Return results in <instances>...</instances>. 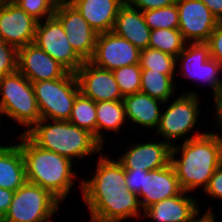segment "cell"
<instances>
[{"mask_svg": "<svg viewBox=\"0 0 222 222\" xmlns=\"http://www.w3.org/2000/svg\"><path fill=\"white\" fill-rule=\"evenodd\" d=\"M44 20L37 23L34 44L69 72L75 73L85 61L68 42L61 22L54 15Z\"/></svg>", "mask_w": 222, "mask_h": 222, "instance_id": "9c48e42d", "label": "cell"}, {"mask_svg": "<svg viewBox=\"0 0 222 222\" xmlns=\"http://www.w3.org/2000/svg\"><path fill=\"white\" fill-rule=\"evenodd\" d=\"M183 190L171 164L157 170L148 171L144 189L137 195L141 210L156 202L179 195ZM140 197L142 199L140 200Z\"/></svg>", "mask_w": 222, "mask_h": 222, "instance_id": "d6986e66", "label": "cell"}, {"mask_svg": "<svg viewBox=\"0 0 222 222\" xmlns=\"http://www.w3.org/2000/svg\"><path fill=\"white\" fill-rule=\"evenodd\" d=\"M193 222H215V218L211 208L204 213V215L200 218H196Z\"/></svg>", "mask_w": 222, "mask_h": 222, "instance_id": "ab89813d", "label": "cell"}, {"mask_svg": "<svg viewBox=\"0 0 222 222\" xmlns=\"http://www.w3.org/2000/svg\"><path fill=\"white\" fill-rule=\"evenodd\" d=\"M171 147L166 141L133 143L117 161L124 169L157 170L170 164Z\"/></svg>", "mask_w": 222, "mask_h": 222, "instance_id": "e0dca14e", "label": "cell"}, {"mask_svg": "<svg viewBox=\"0 0 222 222\" xmlns=\"http://www.w3.org/2000/svg\"><path fill=\"white\" fill-rule=\"evenodd\" d=\"M17 0H1L2 3H14Z\"/></svg>", "mask_w": 222, "mask_h": 222, "instance_id": "60d3db41", "label": "cell"}, {"mask_svg": "<svg viewBox=\"0 0 222 222\" xmlns=\"http://www.w3.org/2000/svg\"><path fill=\"white\" fill-rule=\"evenodd\" d=\"M125 106L123 100L96 102V139L103 145L105 141L101 130L119 133L126 123Z\"/></svg>", "mask_w": 222, "mask_h": 222, "instance_id": "cb8c5ba5", "label": "cell"}, {"mask_svg": "<svg viewBox=\"0 0 222 222\" xmlns=\"http://www.w3.org/2000/svg\"><path fill=\"white\" fill-rule=\"evenodd\" d=\"M176 2L177 0H126V3L129 6L141 11L166 7L172 4H176Z\"/></svg>", "mask_w": 222, "mask_h": 222, "instance_id": "e575fe53", "label": "cell"}, {"mask_svg": "<svg viewBox=\"0 0 222 222\" xmlns=\"http://www.w3.org/2000/svg\"><path fill=\"white\" fill-rule=\"evenodd\" d=\"M41 119L68 121L76 97L80 94L75 73L63 78L32 83Z\"/></svg>", "mask_w": 222, "mask_h": 222, "instance_id": "8992f818", "label": "cell"}, {"mask_svg": "<svg viewBox=\"0 0 222 222\" xmlns=\"http://www.w3.org/2000/svg\"><path fill=\"white\" fill-rule=\"evenodd\" d=\"M217 18L222 21V0H201Z\"/></svg>", "mask_w": 222, "mask_h": 222, "instance_id": "74e56055", "label": "cell"}, {"mask_svg": "<svg viewBox=\"0 0 222 222\" xmlns=\"http://www.w3.org/2000/svg\"><path fill=\"white\" fill-rule=\"evenodd\" d=\"M18 70V49L0 39V79Z\"/></svg>", "mask_w": 222, "mask_h": 222, "instance_id": "1f68e13d", "label": "cell"}, {"mask_svg": "<svg viewBox=\"0 0 222 222\" xmlns=\"http://www.w3.org/2000/svg\"><path fill=\"white\" fill-rule=\"evenodd\" d=\"M148 27L153 29H178L179 14L176 4L166 7L142 11Z\"/></svg>", "mask_w": 222, "mask_h": 222, "instance_id": "f1b7e54d", "label": "cell"}, {"mask_svg": "<svg viewBox=\"0 0 222 222\" xmlns=\"http://www.w3.org/2000/svg\"><path fill=\"white\" fill-rule=\"evenodd\" d=\"M179 31L187 43L207 42L219 21L201 0H177Z\"/></svg>", "mask_w": 222, "mask_h": 222, "instance_id": "7c38bea8", "label": "cell"}, {"mask_svg": "<svg viewBox=\"0 0 222 222\" xmlns=\"http://www.w3.org/2000/svg\"><path fill=\"white\" fill-rule=\"evenodd\" d=\"M96 173L80 183L81 194L87 204L91 220L121 222L126 218H139L138 197L129 191L125 181V169L116 160L100 156Z\"/></svg>", "mask_w": 222, "mask_h": 222, "instance_id": "6da1fadb", "label": "cell"}, {"mask_svg": "<svg viewBox=\"0 0 222 222\" xmlns=\"http://www.w3.org/2000/svg\"><path fill=\"white\" fill-rule=\"evenodd\" d=\"M27 182L24 158L18 144L0 148V187L16 191Z\"/></svg>", "mask_w": 222, "mask_h": 222, "instance_id": "603a6c76", "label": "cell"}, {"mask_svg": "<svg viewBox=\"0 0 222 222\" xmlns=\"http://www.w3.org/2000/svg\"><path fill=\"white\" fill-rule=\"evenodd\" d=\"M186 43L179 29H153L148 47L177 57Z\"/></svg>", "mask_w": 222, "mask_h": 222, "instance_id": "484cf974", "label": "cell"}, {"mask_svg": "<svg viewBox=\"0 0 222 222\" xmlns=\"http://www.w3.org/2000/svg\"><path fill=\"white\" fill-rule=\"evenodd\" d=\"M37 23L15 2L1 3L0 39L9 45L19 49L34 43Z\"/></svg>", "mask_w": 222, "mask_h": 222, "instance_id": "9a60e30c", "label": "cell"}, {"mask_svg": "<svg viewBox=\"0 0 222 222\" xmlns=\"http://www.w3.org/2000/svg\"><path fill=\"white\" fill-rule=\"evenodd\" d=\"M80 93L94 102L123 100L112 71L85 61L75 72Z\"/></svg>", "mask_w": 222, "mask_h": 222, "instance_id": "5bb4252c", "label": "cell"}, {"mask_svg": "<svg viewBox=\"0 0 222 222\" xmlns=\"http://www.w3.org/2000/svg\"><path fill=\"white\" fill-rule=\"evenodd\" d=\"M123 102L126 120L138 126L157 129L162 111L159 109L160 104L164 102L142 92L125 96Z\"/></svg>", "mask_w": 222, "mask_h": 222, "instance_id": "7402d4cb", "label": "cell"}, {"mask_svg": "<svg viewBox=\"0 0 222 222\" xmlns=\"http://www.w3.org/2000/svg\"><path fill=\"white\" fill-rule=\"evenodd\" d=\"M59 0H17L15 3L38 22L55 14Z\"/></svg>", "mask_w": 222, "mask_h": 222, "instance_id": "4dcf8cb0", "label": "cell"}, {"mask_svg": "<svg viewBox=\"0 0 222 222\" xmlns=\"http://www.w3.org/2000/svg\"><path fill=\"white\" fill-rule=\"evenodd\" d=\"M60 202L50 191L26 182L14 192L0 222H51Z\"/></svg>", "mask_w": 222, "mask_h": 222, "instance_id": "52a82bcc", "label": "cell"}, {"mask_svg": "<svg viewBox=\"0 0 222 222\" xmlns=\"http://www.w3.org/2000/svg\"><path fill=\"white\" fill-rule=\"evenodd\" d=\"M198 96L197 92L184 93L161 114L156 132L163 139L166 138V143L169 145H174L170 140L186 136L195 128L200 114Z\"/></svg>", "mask_w": 222, "mask_h": 222, "instance_id": "ba28073f", "label": "cell"}, {"mask_svg": "<svg viewBox=\"0 0 222 222\" xmlns=\"http://www.w3.org/2000/svg\"><path fill=\"white\" fill-rule=\"evenodd\" d=\"M15 191L0 187V220L7 212Z\"/></svg>", "mask_w": 222, "mask_h": 222, "instance_id": "8d00e7d4", "label": "cell"}, {"mask_svg": "<svg viewBox=\"0 0 222 222\" xmlns=\"http://www.w3.org/2000/svg\"><path fill=\"white\" fill-rule=\"evenodd\" d=\"M204 192L209 194L212 198L222 199V163L214 171Z\"/></svg>", "mask_w": 222, "mask_h": 222, "instance_id": "d590c367", "label": "cell"}, {"mask_svg": "<svg viewBox=\"0 0 222 222\" xmlns=\"http://www.w3.org/2000/svg\"><path fill=\"white\" fill-rule=\"evenodd\" d=\"M214 102L216 108V119L218 121L217 126L221 129L222 133V91L218 95L214 96ZM216 135H218L222 139L221 135H219L218 133Z\"/></svg>", "mask_w": 222, "mask_h": 222, "instance_id": "f35d334b", "label": "cell"}, {"mask_svg": "<svg viewBox=\"0 0 222 222\" xmlns=\"http://www.w3.org/2000/svg\"><path fill=\"white\" fill-rule=\"evenodd\" d=\"M174 80V74H162L152 69H142L140 92L166 103L176 89Z\"/></svg>", "mask_w": 222, "mask_h": 222, "instance_id": "d4e9b609", "label": "cell"}, {"mask_svg": "<svg viewBox=\"0 0 222 222\" xmlns=\"http://www.w3.org/2000/svg\"><path fill=\"white\" fill-rule=\"evenodd\" d=\"M25 134L40 148L71 161L96 154L103 147L93 134L69 121L40 119Z\"/></svg>", "mask_w": 222, "mask_h": 222, "instance_id": "277c9868", "label": "cell"}, {"mask_svg": "<svg viewBox=\"0 0 222 222\" xmlns=\"http://www.w3.org/2000/svg\"><path fill=\"white\" fill-rule=\"evenodd\" d=\"M0 95L3 115L27 127L23 133L41 119L32 83L18 70L0 79Z\"/></svg>", "mask_w": 222, "mask_h": 222, "instance_id": "5b68a950", "label": "cell"}, {"mask_svg": "<svg viewBox=\"0 0 222 222\" xmlns=\"http://www.w3.org/2000/svg\"><path fill=\"white\" fill-rule=\"evenodd\" d=\"M148 170L125 169V181L129 191L136 195L141 189H144L146 183V174Z\"/></svg>", "mask_w": 222, "mask_h": 222, "instance_id": "d6a6232c", "label": "cell"}, {"mask_svg": "<svg viewBox=\"0 0 222 222\" xmlns=\"http://www.w3.org/2000/svg\"><path fill=\"white\" fill-rule=\"evenodd\" d=\"M54 16L61 22L75 52L84 61H89L94 54L98 34L69 1H58Z\"/></svg>", "mask_w": 222, "mask_h": 222, "instance_id": "8fae6325", "label": "cell"}, {"mask_svg": "<svg viewBox=\"0 0 222 222\" xmlns=\"http://www.w3.org/2000/svg\"><path fill=\"white\" fill-rule=\"evenodd\" d=\"M139 64L141 69H152L162 74H175L177 67L176 57L149 47L140 50Z\"/></svg>", "mask_w": 222, "mask_h": 222, "instance_id": "83f0119b", "label": "cell"}, {"mask_svg": "<svg viewBox=\"0 0 222 222\" xmlns=\"http://www.w3.org/2000/svg\"><path fill=\"white\" fill-rule=\"evenodd\" d=\"M2 115H3V112L0 110V125H1V117H2ZM3 147H6V146H4V145H0V148H3Z\"/></svg>", "mask_w": 222, "mask_h": 222, "instance_id": "b9f144b4", "label": "cell"}, {"mask_svg": "<svg viewBox=\"0 0 222 222\" xmlns=\"http://www.w3.org/2000/svg\"><path fill=\"white\" fill-rule=\"evenodd\" d=\"M19 139L27 182L50 191L61 202L65 200L77 177L72 170V161L40 148L25 133Z\"/></svg>", "mask_w": 222, "mask_h": 222, "instance_id": "3957f363", "label": "cell"}, {"mask_svg": "<svg viewBox=\"0 0 222 222\" xmlns=\"http://www.w3.org/2000/svg\"><path fill=\"white\" fill-rule=\"evenodd\" d=\"M18 71L31 83L63 78L69 72L34 43L18 49Z\"/></svg>", "mask_w": 222, "mask_h": 222, "instance_id": "2e32d148", "label": "cell"}, {"mask_svg": "<svg viewBox=\"0 0 222 222\" xmlns=\"http://www.w3.org/2000/svg\"><path fill=\"white\" fill-rule=\"evenodd\" d=\"M180 146L171 147L170 164L184 192L208 186L214 171L222 163V139L213 132H198L186 136ZM177 152L181 153L176 159Z\"/></svg>", "mask_w": 222, "mask_h": 222, "instance_id": "7a4b0ae2", "label": "cell"}, {"mask_svg": "<svg viewBox=\"0 0 222 222\" xmlns=\"http://www.w3.org/2000/svg\"><path fill=\"white\" fill-rule=\"evenodd\" d=\"M179 61L185 78L207 82L212 88L213 97L222 91V81L218 77L220 71L222 72V65L210 58L209 45L206 42L186 43L176 57V63Z\"/></svg>", "mask_w": 222, "mask_h": 222, "instance_id": "30bf717a", "label": "cell"}, {"mask_svg": "<svg viewBox=\"0 0 222 222\" xmlns=\"http://www.w3.org/2000/svg\"><path fill=\"white\" fill-rule=\"evenodd\" d=\"M123 97L141 90L140 64L128 65L112 71Z\"/></svg>", "mask_w": 222, "mask_h": 222, "instance_id": "f546056e", "label": "cell"}, {"mask_svg": "<svg viewBox=\"0 0 222 222\" xmlns=\"http://www.w3.org/2000/svg\"><path fill=\"white\" fill-rule=\"evenodd\" d=\"M186 195L187 192L182 191L177 196L152 204L142 213L155 222H193L199 216V204L195 197Z\"/></svg>", "mask_w": 222, "mask_h": 222, "instance_id": "ac0fdd59", "label": "cell"}, {"mask_svg": "<svg viewBox=\"0 0 222 222\" xmlns=\"http://www.w3.org/2000/svg\"><path fill=\"white\" fill-rule=\"evenodd\" d=\"M68 121L96 138V102L80 93L75 99Z\"/></svg>", "mask_w": 222, "mask_h": 222, "instance_id": "4316f807", "label": "cell"}, {"mask_svg": "<svg viewBox=\"0 0 222 222\" xmlns=\"http://www.w3.org/2000/svg\"><path fill=\"white\" fill-rule=\"evenodd\" d=\"M139 57L140 50L137 47L111 31L98 34L94 54L89 61L100 68L113 71L139 64Z\"/></svg>", "mask_w": 222, "mask_h": 222, "instance_id": "4fadbf2b", "label": "cell"}, {"mask_svg": "<svg viewBox=\"0 0 222 222\" xmlns=\"http://www.w3.org/2000/svg\"><path fill=\"white\" fill-rule=\"evenodd\" d=\"M112 32L139 50L148 48L151 29L146 24L142 11L127 3L119 9Z\"/></svg>", "mask_w": 222, "mask_h": 222, "instance_id": "44dd1931", "label": "cell"}, {"mask_svg": "<svg viewBox=\"0 0 222 222\" xmlns=\"http://www.w3.org/2000/svg\"><path fill=\"white\" fill-rule=\"evenodd\" d=\"M97 33L111 32L126 0H68Z\"/></svg>", "mask_w": 222, "mask_h": 222, "instance_id": "ffe728a7", "label": "cell"}, {"mask_svg": "<svg viewBox=\"0 0 222 222\" xmlns=\"http://www.w3.org/2000/svg\"><path fill=\"white\" fill-rule=\"evenodd\" d=\"M206 43L209 45L210 58L222 65V21H219Z\"/></svg>", "mask_w": 222, "mask_h": 222, "instance_id": "836d02e7", "label": "cell"}]
</instances>
